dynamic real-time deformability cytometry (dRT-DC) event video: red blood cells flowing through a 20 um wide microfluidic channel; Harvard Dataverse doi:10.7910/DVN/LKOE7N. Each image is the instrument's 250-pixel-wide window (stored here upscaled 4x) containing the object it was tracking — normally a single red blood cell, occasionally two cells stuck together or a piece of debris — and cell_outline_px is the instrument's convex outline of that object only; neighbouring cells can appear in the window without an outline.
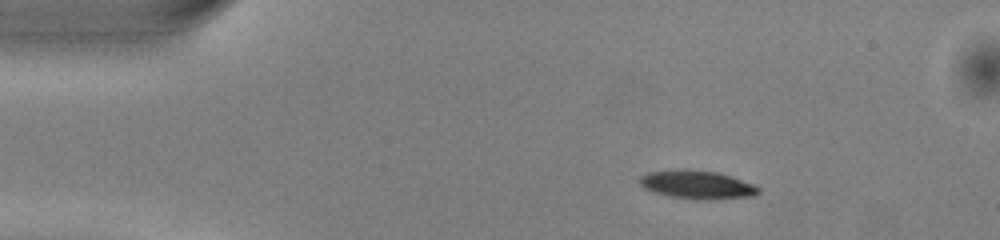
{"species": "common noctule bat (a hibernating species)", "species_latin": "Nyctalus noctula", "temperature_condition": "warm", "stored_images_in_passage": 44, "camera_frame_rate_fps": 3000, "um_per_image_px": 0.085, "animal": {"sex": "male", "body_mass_g": 13.0, "forearm_length_mm": 53.1}, "frame": {"image": 1, "passage_image": 1, "time_ms": 0.0, "image_size_px": [1000, 240], "cell_outline_px": [[760, 192], [756, 196], [672, 196], [652, 192], [644, 188], [640, 184], [640, 176], [648, 172], [684, 168], [688, 168], [716, 172], [732, 176], [752, 184], [760, 188]], "centroid_in_image_um": [59.18, 15.61], "position_along_channel_um": 25.8, "area_um2": 18.55}}
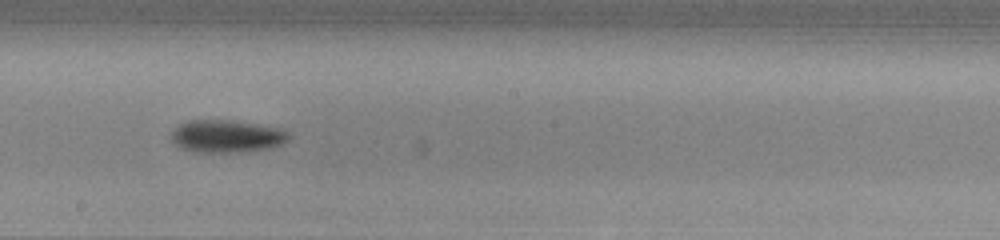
{"frame": {"image": 2, "passage_image": 21, "time_ms": 6.667, "image_size_px": [1000, 240], "cell_outline_px": [[292, 136], [288, 140], [272, 148], [248, 152], [192, 152], [180, 148], [168, 136], [180, 124], [188, 120], [228, 120], [256, 124], [276, 128], [288, 132]], "centroid_in_image_um": [19.25, 11.6], "position_along_channel_um": 229.0, "area_um2": 22.43}}
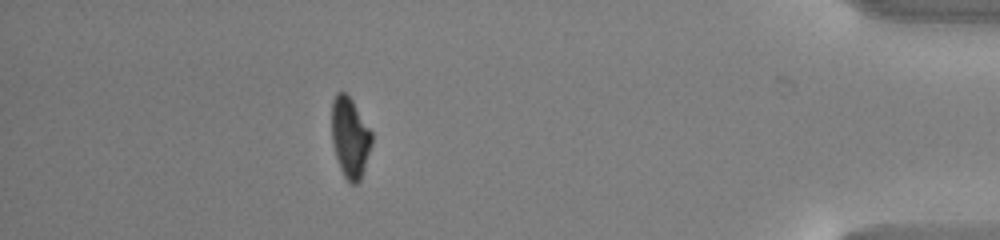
{"frame": {"image": 3, "passage_image": 38, "time_ms": 12.333, "image_size_px": [1000, 240], "cell_outline_px": [[372, 144], [360, 180], [356, 184], [352, 184], [344, 176], [340, 168], [336, 156], [332, 140], [332, 100], [336, 92], [344, 92], [352, 100], [372, 132]], "centroid_in_image_um": [29.75, 11.67], "position_along_channel_um": 405.5, "area_um2": 18.55}, "authors_computed_cell_mechanics": {"area_um2": 20.3167, "velocity_mm_per_s": 4.0443, "shape_relaxation_time_tau1_ms": 2.2081, "shape_relaxation_time_tau2_ms": null, "deformation_change_tau1": 0.1284, "deformation_change_tau2": null}}